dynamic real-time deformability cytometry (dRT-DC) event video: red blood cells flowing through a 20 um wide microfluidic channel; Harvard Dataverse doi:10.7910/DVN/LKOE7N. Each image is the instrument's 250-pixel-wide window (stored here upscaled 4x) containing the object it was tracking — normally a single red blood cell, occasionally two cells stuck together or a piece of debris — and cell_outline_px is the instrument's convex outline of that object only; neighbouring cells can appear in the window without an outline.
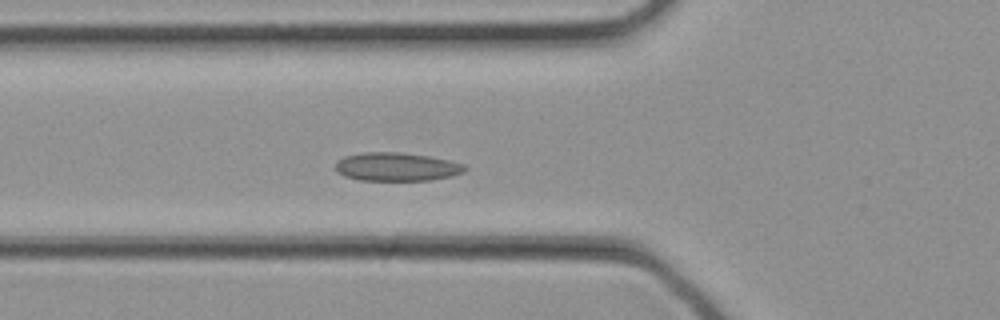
{"species": "common noctule bat (a hibernating species)", "species_latin": "Nyctalus noctula", "temperature_condition": "cold", "stored_images_in_passage": 32, "camera_frame_rate_fps": 3000, "um_per_image_px": 0.085, "animal": {"sex": "female", "body_mass_g": 21.9}, "frame": {"image": 1, "passage_image": 11, "time_ms": 3.333, "image_size_px": [1000, 320], "cell_outline_px": [[468, 168], [464, 172], [452, 176], [432, 180], [360, 180], [344, 176], [336, 172], [336, 160], [344, 156], [364, 152], [400, 152], [428, 156], [448, 160], [464, 164]], "centroid_in_image_um": [33.7, 14.18], "position_along_channel_um": 92.1, "area_um2": 21.56}}
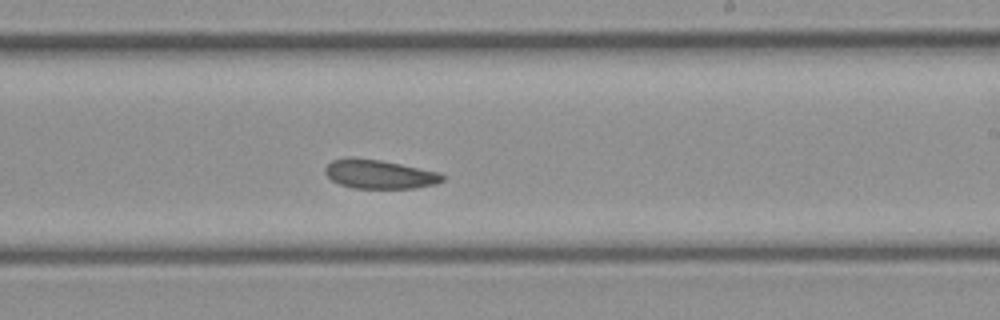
{"frame": {"image": 2, "passage_image": 19, "time_ms": 6.0, "image_size_px": [1000, 320], "cell_outline_px": [[444, 180], [436, 184], [416, 188], [352, 188], [340, 184], [332, 180], [324, 172], [324, 168], [332, 160], [348, 156], [352, 156], [380, 160], [440, 172], [444, 176]], "centroid_in_image_um": [32.23, 14.79], "position_along_channel_um": 256.8, "area_um2": 19.94}}
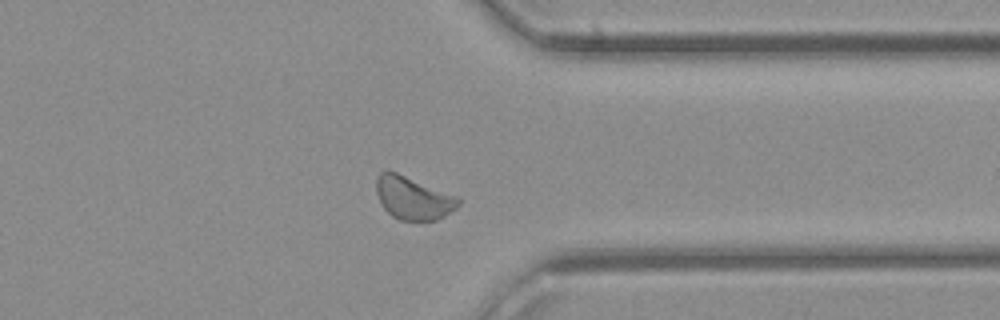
{"frame": {"image": 3, "passage_image": 25, "time_ms": 8.0, "image_size_px": [1000, 320], "cell_outline_px": [[460, 204], [456, 208], [444, 216], [436, 220], [400, 220], [392, 216], [384, 208], [376, 192], [376, 180], [380, 172], [396, 172], [460, 196]], "centroid_in_image_um": [35.16, 16.83], "position_along_channel_um": 376.2, "area_um2": 20.52}}